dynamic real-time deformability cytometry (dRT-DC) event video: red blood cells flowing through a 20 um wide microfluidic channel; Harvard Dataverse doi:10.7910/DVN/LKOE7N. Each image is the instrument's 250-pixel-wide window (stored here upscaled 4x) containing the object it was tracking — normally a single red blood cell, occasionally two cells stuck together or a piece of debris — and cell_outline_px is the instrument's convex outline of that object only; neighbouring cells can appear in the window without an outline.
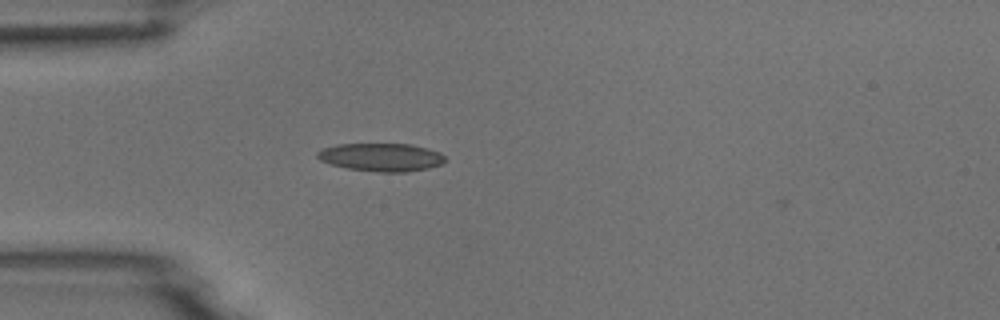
{"species": "common noctule bat (a hibernating species)", "species_latin": "Nyctalus noctula", "temperature_condition": "room temperature", "stored_images_in_passage": 1, "camera_frame_rate_fps": 3000, "um_per_image_px": 0.085, "animal": {"sex": "male", "body_mass_g": 18.8}, "frame": {"image": 1, "passage_image": 1, "time_ms": 0.0, "image_size_px": [1000, 320], "cell_outline_px": [[448, 160], [440, 164], [428, 168], [404, 172], [380, 172], [348, 168], [332, 164], [320, 160], [316, 156], [316, 152], [324, 148], [336, 144], [408, 144], [428, 148], [440, 152]], "centroid_in_image_um": [32.42, 13.35], "position_along_channel_um": 52.6, "area_um2": 20.81}}